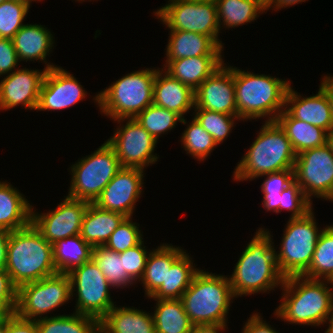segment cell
Here are the masks:
<instances>
[{"mask_svg": "<svg viewBox=\"0 0 333 333\" xmlns=\"http://www.w3.org/2000/svg\"><path fill=\"white\" fill-rule=\"evenodd\" d=\"M32 205L16 187L0 181V227L12 232L31 224Z\"/></svg>", "mask_w": 333, "mask_h": 333, "instance_id": "obj_26", "label": "cell"}, {"mask_svg": "<svg viewBox=\"0 0 333 333\" xmlns=\"http://www.w3.org/2000/svg\"><path fill=\"white\" fill-rule=\"evenodd\" d=\"M19 61H42L49 70L55 66L47 61L54 48V36L45 27L39 24H25L12 39Z\"/></svg>", "mask_w": 333, "mask_h": 333, "instance_id": "obj_21", "label": "cell"}, {"mask_svg": "<svg viewBox=\"0 0 333 333\" xmlns=\"http://www.w3.org/2000/svg\"><path fill=\"white\" fill-rule=\"evenodd\" d=\"M261 184L262 205L266 211L280 213L281 192L294 181V169L265 174ZM266 177V178H265Z\"/></svg>", "mask_w": 333, "mask_h": 333, "instance_id": "obj_40", "label": "cell"}, {"mask_svg": "<svg viewBox=\"0 0 333 333\" xmlns=\"http://www.w3.org/2000/svg\"><path fill=\"white\" fill-rule=\"evenodd\" d=\"M46 69L18 68L0 80V110H36Z\"/></svg>", "mask_w": 333, "mask_h": 333, "instance_id": "obj_19", "label": "cell"}, {"mask_svg": "<svg viewBox=\"0 0 333 333\" xmlns=\"http://www.w3.org/2000/svg\"><path fill=\"white\" fill-rule=\"evenodd\" d=\"M89 202L64 196L55 209L38 213L32 206L31 223L43 238L54 244L58 240L79 235L84 214Z\"/></svg>", "mask_w": 333, "mask_h": 333, "instance_id": "obj_15", "label": "cell"}, {"mask_svg": "<svg viewBox=\"0 0 333 333\" xmlns=\"http://www.w3.org/2000/svg\"><path fill=\"white\" fill-rule=\"evenodd\" d=\"M15 1H21V2H24V3H32V1H33V2H34V1H35V2H36V1H37V2H38V1L41 2L42 0H15Z\"/></svg>", "mask_w": 333, "mask_h": 333, "instance_id": "obj_57", "label": "cell"}, {"mask_svg": "<svg viewBox=\"0 0 333 333\" xmlns=\"http://www.w3.org/2000/svg\"><path fill=\"white\" fill-rule=\"evenodd\" d=\"M325 333H333V310L328 320V328Z\"/></svg>", "mask_w": 333, "mask_h": 333, "instance_id": "obj_55", "label": "cell"}, {"mask_svg": "<svg viewBox=\"0 0 333 333\" xmlns=\"http://www.w3.org/2000/svg\"><path fill=\"white\" fill-rule=\"evenodd\" d=\"M153 103L184 118L195 108L194 90L159 68L154 79Z\"/></svg>", "mask_w": 333, "mask_h": 333, "instance_id": "obj_22", "label": "cell"}, {"mask_svg": "<svg viewBox=\"0 0 333 333\" xmlns=\"http://www.w3.org/2000/svg\"><path fill=\"white\" fill-rule=\"evenodd\" d=\"M260 3H262L265 7L268 6L270 0H258Z\"/></svg>", "mask_w": 333, "mask_h": 333, "instance_id": "obj_56", "label": "cell"}, {"mask_svg": "<svg viewBox=\"0 0 333 333\" xmlns=\"http://www.w3.org/2000/svg\"><path fill=\"white\" fill-rule=\"evenodd\" d=\"M186 251L167 267L166 286H161L149 299H180L200 270Z\"/></svg>", "mask_w": 333, "mask_h": 333, "instance_id": "obj_30", "label": "cell"}, {"mask_svg": "<svg viewBox=\"0 0 333 333\" xmlns=\"http://www.w3.org/2000/svg\"><path fill=\"white\" fill-rule=\"evenodd\" d=\"M154 15L170 31H189L211 37L223 50L219 39L220 27L217 18V6L212 1L169 0L158 8Z\"/></svg>", "mask_w": 333, "mask_h": 333, "instance_id": "obj_11", "label": "cell"}, {"mask_svg": "<svg viewBox=\"0 0 333 333\" xmlns=\"http://www.w3.org/2000/svg\"><path fill=\"white\" fill-rule=\"evenodd\" d=\"M228 329L227 324L193 325L191 333H222Z\"/></svg>", "mask_w": 333, "mask_h": 333, "instance_id": "obj_50", "label": "cell"}, {"mask_svg": "<svg viewBox=\"0 0 333 333\" xmlns=\"http://www.w3.org/2000/svg\"><path fill=\"white\" fill-rule=\"evenodd\" d=\"M320 88L326 93L333 114V76L329 74L322 76Z\"/></svg>", "mask_w": 333, "mask_h": 333, "instance_id": "obj_51", "label": "cell"}, {"mask_svg": "<svg viewBox=\"0 0 333 333\" xmlns=\"http://www.w3.org/2000/svg\"><path fill=\"white\" fill-rule=\"evenodd\" d=\"M4 315V313L0 310V318Z\"/></svg>", "mask_w": 333, "mask_h": 333, "instance_id": "obj_60", "label": "cell"}, {"mask_svg": "<svg viewBox=\"0 0 333 333\" xmlns=\"http://www.w3.org/2000/svg\"><path fill=\"white\" fill-rule=\"evenodd\" d=\"M6 333H38L37 323L23 319L15 312L6 314Z\"/></svg>", "mask_w": 333, "mask_h": 333, "instance_id": "obj_47", "label": "cell"}, {"mask_svg": "<svg viewBox=\"0 0 333 333\" xmlns=\"http://www.w3.org/2000/svg\"><path fill=\"white\" fill-rule=\"evenodd\" d=\"M150 252L151 250L147 251L146 246H144L143 239L138 245L120 253V258H123L124 270L135 284L143 275Z\"/></svg>", "mask_w": 333, "mask_h": 333, "instance_id": "obj_44", "label": "cell"}, {"mask_svg": "<svg viewBox=\"0 0 333 333\" xmlns=\"http://www.w3.org/2000/svg\"><path fill=\"white\" fill-rule=\"evenodd\" d=\"M285 110L293 117L328 132L333 127V114L326 93L319 87L311 96L298 94L289 87L286 94Z\"/></svg>", "mask_w": 333, "mask_h": 333, "instance_id": "obj_20", "label": "cell"}, {"mask_svg": "<svg viewBox=\"0 0 333 333\" xmlns=\"http://www.w3.org/2000/svg\"><path fill=\"white\" fill-rule=\"evenodd\" d=\"M139 230V224L133 222L132 217H126L111 234L105 246L112 251L121 253L138 245L144 238Z\"/></svg>", "mask_w": 333, "mask_h": 333, "instance_id": "obj_42", "label": "cell"}, {"mask_svg": "<svg viewBox=\"0 0 333 333\" xmlns=\"http://www.w3.org/2000/svg\"><path fill=\"white\" fill-rule=\"evenodd\" d=\"M183 125H187L183 131L180 142L187 152L186 154L191 155L197 161H204L217 144L214 142L213 137L197 122L193 117L191 123L188 124L187 120L182 118L180 122Z\"/></svg>", "mask_w": 333, "mask_h": 333, "instance_id": "obj_37", "label": "cell"}, {"mask_svg": "<svg viewBox=\"0 0 333 333\" xmlns=\"http://www.w3.org/2000/svg\"><path fill=\"white\" fill-rule=\"evenodd\" d=\"M75 1H78V2H81V3H82L83 1L85 2V1H87V0H75ZM89 1H90V0H88V2H89Z\"/></svg>", "mask_w": 333, "mask_h": 333, "instance_id": "obj_58", "label": "cell"}, {"mask_svg": "<svg viewBox=\"0 0 333 333\" xmlns=\"http://www.w3.org/2000/svg\"><path fill=\"white\" fill-rule=\"evenodd\" d=\"M91 259L101 269L112 289H123L127 286L129 288L135 283L125 272L120 253L110 250L105 245L95 246Z\"/></svg>", "mask_w": 333, "mask_h": 333, "instance_id": "obj_36", "label": "cell"}, {"mask_svg": "<svg viewBox=\"0 0 333 333\" xmlns=\"http://www.w3.org/2000/svg\"><path fill=\"white\" fill-rule=\"evenodd\" d=\"M123 121L126 124H122ZM114 122L119 126L106 141L115 150L122 167L144 170L158 161L159 155L154 153L158 141L135 118H121Z\"/></svg>", "mask_w": 333, "mask_h": 333, "instance_id": "obj_14", "label": "cell"}, {"mask_svg": "<svg viewBox=\"0 0 333 333\" xmlns=\"http://www.w3.org/2000/svg\"><path fill=\"white\" fill-rule=\"evenodd\" d=\"M159 68L136 70L122 76L93 98L110 120L135 118L153 103V86Z\"/></svg>", "mask_w": 333, "mask_h": 333, "instance_id": "obj_7", "label": "cell"}, {"mask_svg": "<svg viewBox=\"0 0 333 333\" xmlns=\"http://www.w3.org/2000/svg\"><path fill=\"white\" fill-rule=\"evenodd\" d=\"M294 181L311 203L312 197L333 203V152L327 144L297 154Z\"/></svg>", "mask_w": 333, "mask_h": 333, "instance_id": "obj_13", "label": "cell"}, {"mask_svg": "<svg viewBox=\"0 0 333 333\" xmlns=\"http://www.w3.org/2000/svg\"><path fill=\"white\" fill-rule=\"evenodd\" d=\"M53 245V261L57 273L67 274L75 267L89 262L93 248L79 235L58 240Z\"/></svg>", "mask_w": 333, "mask_h": 333, "instance_id": "obj_33", "label": "cell"}, {"mask_svg": "<svg viewBox=\"0 0 333 333\" xmlns=\"http://www.w3.org/2000/svg\"><path fill=\"white\" fill-rule=\"evenodd\" d=\"M135 120L158 141L162 134L173 130L177 123L182 121V117L174 111L152 103L139 113Z\"/></svg>", "mask_w": 333, "mask_h": 333, "instance_id": "obj_38", "label": "cell"}, {"mask_svg": "<svg viewBox=\"0 0 333 333\" xmlns=\"http://www.w3.org/2000/svg\"><path fill=\"white\" fill-rule=\"evenodd\" d=\"M9 231L0 227V270H5L7 264V246Z\"/></svg>", "mask_w": 333, "mask_h": 333, "instance_id": "obj_49", "label": "cell"}, {"mask_svg": "<svg viewBox=\"0 0 333 333\" xmlns=\"http://www.w3.org/2000/svg\"><path fill=\"white\" fill-rule=\"evenodd\" d=\"M98 333H156L152 313L114 306L100 321Z\"/></svg>", "mask_w": 333, "mask_h": 333, "instance_id": "obj_24", "label": "cell"}, {"mask_svg": "<svg viewBox=\"0 0 333 333\" xmlns=\"http://www.w3.org/2000/svg\"><path fill=\"white\" fill-rule=\"evenodd\" d=\"M195 108L238 117L234 67L223 63L195 91Z\"/></svg>", "mask_w": 333, "mask_h": 333, "instance_id": "obj_17", "label": "cell"}, {"mask_svg": "<svg viewBox=\"0 0 333 333\" xmlns=\"http://www.w3.org/2000/svg\"><path fill=\"white\" fill-rule=\"evenodd\" d=\"M297 154L277 121H265L233 171L234 181H252L262 175L294 169Z\"/></svg>", "mask_w": 333, "mask_h": 333, "instance_id": "obj_3", "label": "cell"}, {"mask_svg": "<svg viewBox=\"0 0 333 333\" xmlns=\"http://www.w3.org/2000/svg\"><path fill=\"white\" fill-rule=\"evenodd\" d=\"M67 274L71 280V297L76 296L75 313L100 321L116 305L109 291L112 287L92 259Z\"/></svg>", "mask_w": 333, "mask_h": 333, "instance_id": "obj_12", "label": "cell"}, {"mask_svg": "<svg viewBox=\"0 0 333 333\" xmlns=\"http://www.w3.org/2000/svg\"><path fill=\"white\" fill-rule=\"evenodd\" d=\"M313 209L304 217L290 218L276 253L280 273L286 278L301 276L310 266L322 228L319 229Z\"/></svg>", "mask_w": 333, "mask_h": 333, "instance_id": "obj_8", "label": "cell"}, {"mask_svg": "<svg viewBox=\"0 0 333 333\" xmlns=\"http://www.w3.org/2000/svg\"><path fill=\"white\" fill-rule=\"evenodd\" d=\"M163 70L194 91L223 63V56H197L165 60Z\"/></svg>", "mask_w": 333, "mask_h": 333, "instance_id": "obj_23", "label": "cell"}, {"mask_svg": "<svg viewBox=\"0 0 333 333\" xmlns=\"http://www.w3.org/2000/svg\"><path fill=\"white\" fill-rule=\"evenodd\" d=\"M0 333H6V314L0 318Z\"/></svg>", "mask_w": 333, "mask_h": 333, "instance_id": "obj_54", "label": "cell"}, {"mask_svg": "<svg viewBox=\"0 0 333 333\" xmlns=\"http://www.w3.org/2000/svg\"><path fill=\"white\" fill-rule=\"evenodd\" d=\"M280 213L282 210L291 212L290 218L304 217L313 209L312 203L305 197L301 187L293 181L281 192Z\"/></svg>", "mask_w": 333, "mask_h": 333, "instance_id": "obj_43", "label": "cell"}, {"mask_svg": "<svg viewBox=\"0 0 333 333\" xmlns=\"http://www.w3.org/2000/svg\"><path fill=\"white\" fill-rule=\"evenodd\" d=\"M32 3L6 0L0 4V37L13 39L25 25L23 22Z\"/></svg>", "mask_w": 333, "mask_h": 333, "instance_id": "obj_41", "label": "cell"}, {"mask_svg": "<svg viewBox=\"0 0 333 333\" xmlns=\"http://www.w3.org/2000/svg\"><path fill=\"white\" fill-rule=\"evenodd\" d=\"M329 284L331 287H328ZM280 289L283 294L274 317L303 326L328 323L333 310L332 281L290 276L284 279Z\"/></svg>", "mask_w": 333, "mask_h": 333, "instance_id": "obj_2", "label": "cell"}, {"mask_svg": "<svg viewBox=\"0 0 333 333\" xmlns=\"http://www.w3.org/2000/svg\"><path fill=\"white\" fill-rule=\"evenodd\" d=\"M72 299L71 280L68 274L57 273L36 282L21 285L17 289L15 313L23 319L37 321L50 317L45 314Z\"/></svg>", "mask_w": 333, "mask_h": 333, "instance_id": "obj_10", "label": "cell"}, {"mask_svg": "<svg viewBox=\"0 0 333 333\" xmlns=\"http://www.w3.org/2000/svg\"><path fill=\"white\" fill-rule=\"evenodd\" d=\"M241 333H280L274 327L263 320L259 313H253L245 322Z\"/></svg>", "mask_w": 333, "mask_h": 333, "instance_id": "obj_48", "label": "cell"}, {"mask_svg": "<svg viewBox=\"0 0 333 333\" xmlns=\"http://www.w3.org/2000/svg\"><path fill=\"white\" fill-rule=\"evenodd\" d=\"M276 121L285 131L296 154L326 144L327 132L324 129L293 118L285 109Z\"/></svg>", "mask_w": 333, "mask_h": 333, "instance_id": "obj_29", "label": "cell"}, {"mask_svg": "<svg viewBox=\"0 0 333 333\" xmlns=\"http://www.w3.org/2000/svg\"><path fill=\"white\" fill-rule=\"evenodd\" d=\"M87 94L73 74L55 66L45 73L36 110L58 111L69 108L85 99Z\"/></svg>", "mask_w": 333, "mask_h": 333, "instance_id": "obj_18", "label": "cell"}, {"mask_svg": "<svg viewBox=\"0 0 333 333\" xmlns=\"http://www.w3.org/2000/svg\"><path fill=\"white\" fill-rule=\"evenodd\" d=\"M17 52L11 39L0 37V77L11 74L19 65Z\"/></svg>", "mask_w": 333, "mask_h": 333, "instance_id": "obj_46", "label": "cell"}, {"mask_svg": "<svg viewBox=\"0 0 333 333\" xmlns=\"http://www.w3.org/2000/svg\"><path fill=\"white\" fill-rule=\"evenodd\" d=\"M308 0H270L268 6L266 7V11L270 9H272L273 11H279V9H283V8H290V6H294L296 4L302 3V2H306Z\"/></svg>", "mask_w": 333, "mask_h": 333, "instance_id": "obj_52", "label": "cell"}, {"mask_svg": "<svg viewBox=\"0 0 333 333\" xmlns=\"http://www.w3.org/2000/svg\"><path fill=\"white\" fill-rule=\"evenodd\" d=\"M121 167L115 150L105 141L93 153L71 165L72 177L66 196L94 203Z\"/></svg>", "mask_w": 333, "mask_h": 333, "instance_id": "obj_9", "label": "cell"}, {"mask_svg": "<svg viewBox=\"0 0 333 333\" xmlns=\"http://www.w3.org/2000/svg\"><path fill=\"white\" fill-rule=\"evenodd\" d=\"M198 1H212V2H215L216 0H198Z\"/></svg>", "mask_w": 333, "mask_h": 333, "instance_id": "obj_59", "label": "cell"}, {"mask_svg": "<svg viewBox=\"0 0 333 333\" xmlns=\"http://www.w3.org/2000/svg\"><path fill=\"white\" fill-rule=\"evenodd\" d=\"M152 312L156 333H191L193 324L184 311L181 299H153Z\"/></svg>", "mask_w": 333, "mask_h": 333, "instance_id": "obj_31", "label": "cell"}, {"mask_svg": "<svg viewBox=\"0 0 333 333\" xmlns=\"http://www.w3.org/2000/svg\"><path fill=\"white\" fill-rule=\"evenodd\" d=\"M234 298L228 275L200 269L180 299L192 324L203 325L227 324Z\"/></svg>", "mask_w": 333, "mask_h": 333, "instance_id": "obj_6", "label": "cell"}, {"mask_svg": "<svg viewBox=\"0 0 333 333\" xmlns=\"http://www.w3.org/2000/svg\"><path fill=\"white\" fill-rule=\"evenodd\" d=\"M194 111V118L213 137L217 145L229 137L233 127H235V121H241L237 116L206 109H194Z\"/></svg>", "mask_w": 333, "mask_h": 333, "instance_id": "obj_39", "label": "cell"}, {"mask_svg": "<svg viewBox=\"0 0 333 333\" xmlns=\"http://www.w3.org/2000/svg\"><path fill=\"white\" fill-rule=\"evenodd\" d=\"M5 270L17 289L26 283L57 274L53 245L32 223L9 233Z\"/></svg>", "mask_w": 333, "mask_h": 333, "instance_id": "obj_4", "label": "cell"}, {"mask_svg": "<svg viewBox=\"0 0 333 333\" xmlns=\"http://www.w3.org/2000/svg\"><path fill=\"white\" fill-rule=\"evenodd\" d=\"M144 172L140 168L121 167L94 204L101 209L133 217L135 205L142 196Z\"/></svg>", "mask_w": 333, "mask_h": 333, "instance_id": "obj_16", "label": "cell"}, {"mask_svg": "<svg viewBox=\"0 0 333 333\" xmlns=\"http://www.w3.org/2000/svg\"><path fill=\"white\" fill-rule=\"evenodd\" d=\"M326 144L329 146L333 152V127L327 132Z\"/></svg>", "mask_w": 333, "mask_h": 333, "instance_id": "obj_53", "label": "cell"}, {"mask_svg": "<svg viewBox=\"0 0 333 333\" xmlns=\"http://www.w3.org/2000/svg\"><path fill=\"white\" fill-rule=\"evenodd\" d=\"M17 288L12 284L6 270H0V310L4 314L15 312Z\"/></svg>", "mask_w": 333, "mask_h": 333, "instance_id": "obj_45", "label": "cell"}, {"mask_svg": "<svg viewBox=\"0 0 333 333\" xmlns=\"http://www.w3.org/2000/svg\"><path fill=\"white\" fill-rule=\"evenodd\" d=\"M183 248L168 243H161L148 255L145 270L139 282L145 290L146 297H151L161 286H166L167 267L185 252Z\"/></svg>", "mask_w": 333, "mask_h": 333, "instance_id": "obj_27", "label": "cell"}, {"mask_svg": "<svg viewBox=\"0 0 333 333\" xmlns=\"http://www.w3.org/2000/svg\"><path fill=\"white\" fill-rule=\"evenodd\" d=\"M126 217L89 203L83 217L80 236L92 248L105 245L111 234Z\"/></svg>", "mask_w": 333, "mask_h": 333, "instance_id": "obj_28", "label": "cell"}, {"mask_svg": "<svg viewBox=\"0 0 333 333\" xmlns=\"http://www.w3.org/2000/svg\"><path fill=\"white\" fill-rule=\"evenodd\" d=\"M269 230L260 227L239 257L230 285L236 298L255 293H267L281 288L285 277L276 262V247Z\"/></svg>", "mask_w": 333, "mask_h": 333, "instance_id": "obj_1", "label": "cell"}, {"mask_svg": "<svg viewBox=\"0 0 333 333\" xmlns=\"http://www.w3.org/2000/svg\"><path fill=\"white\" fill-rule=\"evenodd\" d=\"M291 81L276 76L255 74L234 67V85L238 117L241 121L266 118L276 121L285 109Z\"/></svg>", "mask_w": 333, "mask_h": 333, "instance_id": "obj_5", "label": "cell"}, {"mask_svg": "<svg viewBox=\"0 0 333 333\" xmlns=\"http://www.w3.org/2000/svg\"><path fill=\"white\" fill-rule=\"evenodd\" d=\"M314 280L333 281V224L319 235L309 268L301 275Z\"/></svg>", "mask_w": 333, "mask_h": 333, "instance_id": "obj_35", "label": "cell"}, {"mask_svg": "<svg viewBox=\"0 0 333 333\" xmlns=\"http://www.w3.org/2000/svg\"><path fill=\"white\" fill-rule=\"evenodd\" d=\"M215 3L220 30L243 26L267 13L266 7L258 0H216Z\"/></svg>", "mask_w": 333, "mask_h": 333, "instance_id": "obj_32", "label": "cell"}, {"mask_svg": "<svg viewBox=\"0 0 333 333\" xmlns=\"http://www.w3.org/2000/svg\"><path fill=\"white\" fill-rule=\"evenodd\" d=\"M38 333H98L99 321L73 312L45 317L36 321Z\"/></svg>", "mask_w": 333, "mask_h": 333, "instance_id": "obj_34", "label": "cell"}, {"mask_svg": "<svg viewBox=\"0 0 333 333\" xmlns=\"http://www.w3.org/2000/svg\"><path fill=\"white\" fill-rule=\"evenodd\" d=\"M166 60L197 56H223V49L209 36L189 31H169Z\"/></svg>", "mask_w": 333, "mask_h": 333, "instance_id": "obj_25", "label": "cell"}]
</instances>
